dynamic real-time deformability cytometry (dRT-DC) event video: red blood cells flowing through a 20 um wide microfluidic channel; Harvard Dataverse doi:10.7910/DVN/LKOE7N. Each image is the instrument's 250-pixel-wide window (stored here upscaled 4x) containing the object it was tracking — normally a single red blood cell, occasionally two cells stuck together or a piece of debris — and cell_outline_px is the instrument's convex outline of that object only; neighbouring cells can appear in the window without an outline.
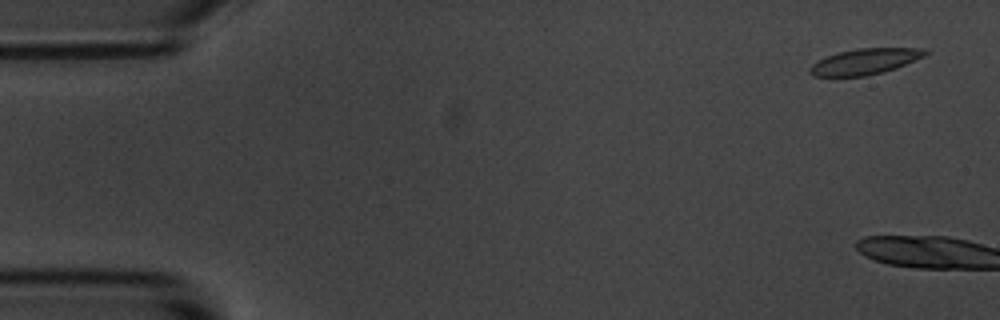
{"species": "common noctule bat (a hibernating species)", "species_latin": "Nyctalus noctula", "temperature_condition": "room temperature", "stored_images_in_passage": 5, "camera_frame_rate_fps": 3000, "um_per_image_px": 0.085, "animal": {"sex": "male", "body_mass_g": 20.1, "forearm_length_mm": 53.5}, "frame": {"image": 1, "passage_image": 1, "time_ms": 0.0, "image_size_px": [1000, 320], "cell_outline_px": [[932, 52], [924, 56], [896, 68], [884, 72], [868, 76], [816, 76], [808, 72], [808, 68], [812, 64], [828, 56], [840, 52], [860, 48], [928, 48]], "centroid_in_image_um": [73.58, 5.23], "position_along_channel_um": 11.4, "area_um2": 17.34}}